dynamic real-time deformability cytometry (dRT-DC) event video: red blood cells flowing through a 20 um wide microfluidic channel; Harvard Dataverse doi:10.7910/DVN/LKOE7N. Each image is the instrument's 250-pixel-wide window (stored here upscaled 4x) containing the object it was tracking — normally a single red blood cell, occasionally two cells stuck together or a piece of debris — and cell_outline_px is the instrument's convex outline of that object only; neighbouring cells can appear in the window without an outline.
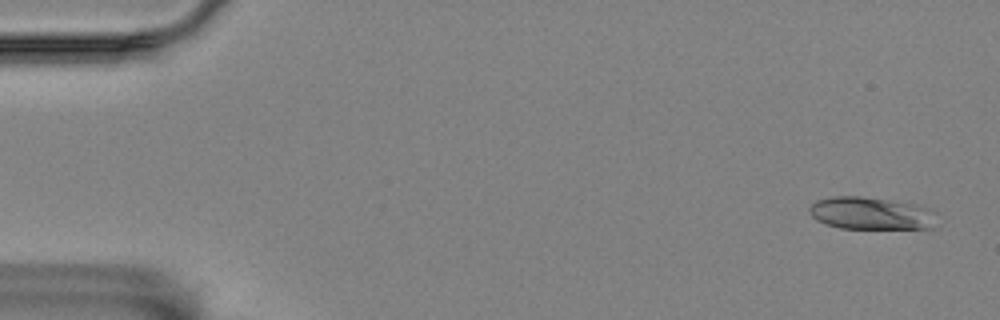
{"species": "Egyptian fruit bat (a non-hibernating species)", "species_latin": "Rousettus aegyptiacus", "temperature_condition": "room temperature", "stored_images_in_passage": 13, "camera_frame_rate_fps": 3000, "um_per_image_px": 0.085, "animal": {"sex": "female"}, "frame": {"image": 1, "passage_image": 1, "time_ms": 0.0, "image_size_px": [1000, 320], "cell_outline_px": [[932, 228], [840, 228], [816, 220], [812, 216], [808, 208], [816, 200], [832, 196], [860, 196], [916, 204], [924, 208]], "centroid_in_image_um": [73.83, 18.12], "position_along_channel_um": 11.2, "area_um2": 23.06}}
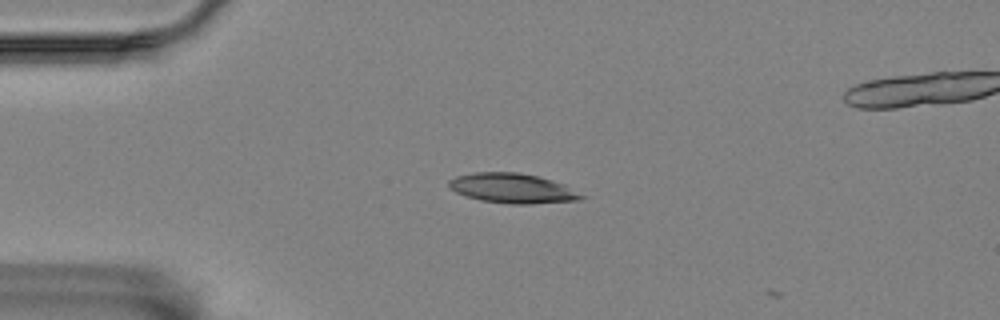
{"frame": {"image": 2, "passage_image": 12, "time_ms": 3.667, "image_size_px": [1000, 320], "cell_outline_px": [[588, 196], [576, 200], [528, 204], [512, 204], [480, 200], [456, 192], [448, 184], [448, 180], [456, 176], [476, 172], [520, 172], [540, 176], [564, 184]], "centroid_in_image_um": [43.6, 15.99], "position_along_channel_um": 41.4, "area_um2": 22.95}}